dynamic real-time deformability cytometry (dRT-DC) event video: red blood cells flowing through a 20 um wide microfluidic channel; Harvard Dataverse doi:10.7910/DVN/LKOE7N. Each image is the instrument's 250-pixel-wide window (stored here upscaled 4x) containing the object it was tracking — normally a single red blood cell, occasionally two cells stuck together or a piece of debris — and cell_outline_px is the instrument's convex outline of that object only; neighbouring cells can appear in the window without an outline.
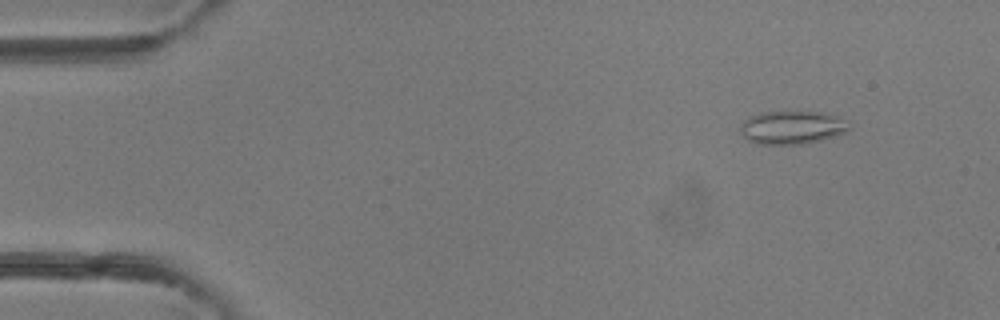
{"species": "common noctule bat (a hibernating species)", "species_latin": "Nyctalus noctula", "temperature_condition": "room temperature", "stored_images_in_passage": 4, "camera_frame_rate_fps": 3000, "um_per_image_px": 0.085, "animal": {"sex": "female"}, "frame": {"image": 1, "passage_image": 1, "time_ms": 0.0, "image_size_px": [1000, 320], "cell_outline_px": [[852, 128], [848, 132], [820, 140], [804, 144], [756, 144], [748, 140], [740, 132], [740, 128], [744, 120], [748, 116], [760, 112], [824, 112], [836, 116]], "centroid_in_image_um": [67.3, 10.84], "position_along_channel_um": 17.7, "area_um2": 21.04}}